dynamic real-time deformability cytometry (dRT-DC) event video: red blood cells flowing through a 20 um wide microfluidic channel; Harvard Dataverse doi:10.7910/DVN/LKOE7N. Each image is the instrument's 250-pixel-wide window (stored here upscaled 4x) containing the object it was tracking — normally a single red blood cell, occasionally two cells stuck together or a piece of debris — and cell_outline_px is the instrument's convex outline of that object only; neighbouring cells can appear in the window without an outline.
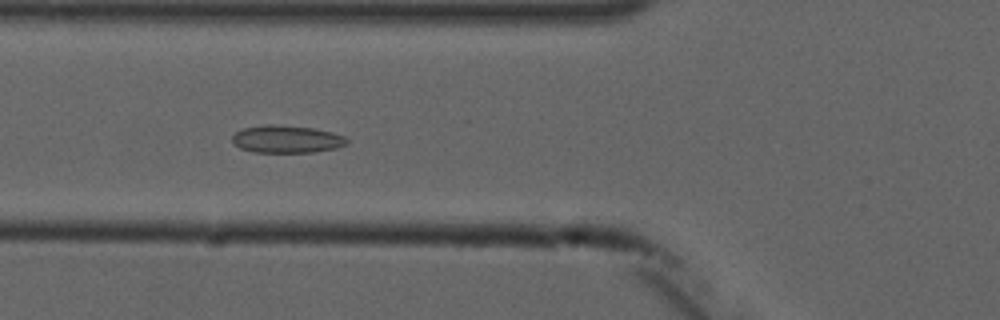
{"species": "common noctule bat (a hibernating species)", "species_latin": "Nyctalus noctula", "temperature_condition": "cold", "stored_images_in_passage": 7, "camera_frame_rate_fps": 3000, "um_per_image_px": 0.085, "animal": {"sex": "male", "forearm_length_mm": 52.5}, "frame": {"image": 1, "passage_image": 6, "time_ms": 7.0, "image_size_px": [1000, 320], "cell_outline_px": [[348, 144], [336, 148], [312, 152], [256, 152], [240, 148], [232, 140], [232, 136], [236, 132], [244, 128], [264, 124], [272, 124], [312, 128], [332, 132], [344, 136], [348, 140]], "centroid_in_image_um": [24.38, 11.82], "position_along_channel_um": 101.4, "area_um2": 18.26}}
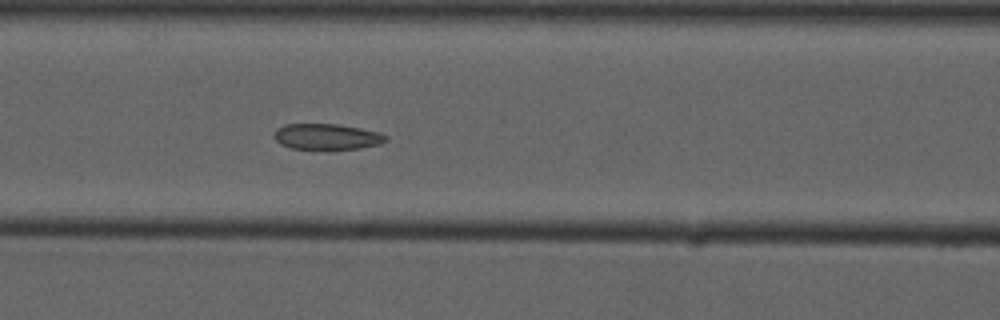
{"frame": {"image": 2, "passage_image": 7, "time_ms": 8.0, "image_size_px": [1000, 320], "cell_outline_px": [[388, 140], [380, 144], [360, 148], [292, 148], [280, 144], [276, 140], [276, 128], [284, 124], [336, 124], [360, 128], [376, 132], [388, 136]], "centroid_in_image_um": [27.79, 11.6], "position_along_channel_um": 138.8, "area_um2": 16.42}}